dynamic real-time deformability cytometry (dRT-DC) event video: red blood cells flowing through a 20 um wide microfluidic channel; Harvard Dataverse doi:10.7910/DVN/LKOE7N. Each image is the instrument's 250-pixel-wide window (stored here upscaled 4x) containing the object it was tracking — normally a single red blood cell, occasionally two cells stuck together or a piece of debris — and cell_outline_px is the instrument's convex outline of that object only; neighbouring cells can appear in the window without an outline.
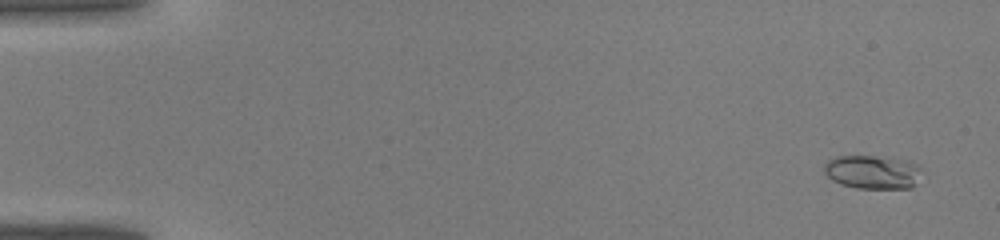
{"species": "common noctule bat (a hibernating species)", "species_latin": "Nyctalus noctula", "temperature_condition": "warm", "stored_images_in_passage": 12, "camera_frame_rate_fps": 3000, "um_per_image_px": 0.085, "animal": {"sex": "male", "body_mass_g": 19.0, "forearm_length_mm": 50.8}, "frame": {"image": 1, "passage_image": 3, "time_ms": 0.667, "image_size_px": [1000, 240], "cell_outline_px": [[920, 168], [916, 184], [912, 188], [856, 188], [840, 184], [832, 180], [824, 172], [824, 164], [828, 160], [836, 156], [872, 156], [908, 160], [916, 164]], "centroid_in_image_um": [74.14, 14.62], "position_along_channel_um": 10.9, "area_um2": 19.07}}